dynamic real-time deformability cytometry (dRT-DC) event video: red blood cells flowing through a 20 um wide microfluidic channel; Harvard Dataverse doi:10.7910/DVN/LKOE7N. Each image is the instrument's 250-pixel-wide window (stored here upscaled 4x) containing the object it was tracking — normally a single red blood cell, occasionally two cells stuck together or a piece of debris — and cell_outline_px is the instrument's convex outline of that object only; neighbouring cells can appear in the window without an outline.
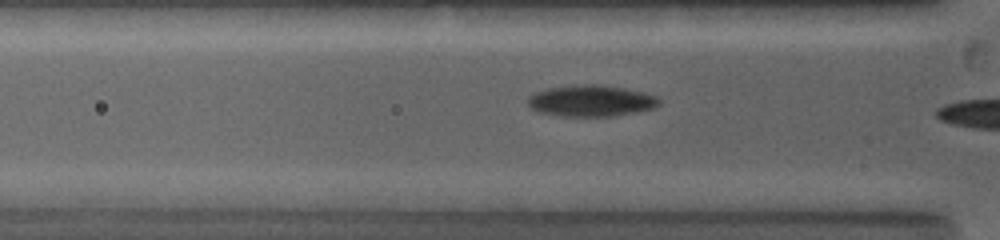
{"species": "common noctule bat (a hibernating species)", "species_latin": "Nyctalus noctula", "temperature_condition": "warm", "stored_images_in_passage": 34, "camera_frame_rate_fps": 5000, "um_per_image_px": 0.085, "animal": {"sex": "female", "body_mass_g": 19.0, "forearm_length_mm": 53.3}, "frame": {"image": 1, "passage_image": 6, "time_ms": 1.4, "image_size_px": [1000, 240], "cell_outline_px": [[660, 104], [656, 108], [616, 116], [560, 116], [536, 112], [528, 104], [528, 96], [536, 92], [548, 88], [572, 84], [596, 84], [624, 88], [644, 92], [656, 96], [660, 100]], "centroid_in_image_um": [50.24, 8.57], "position_along_channel_um": 75.6, "area_um2": 24.28}}
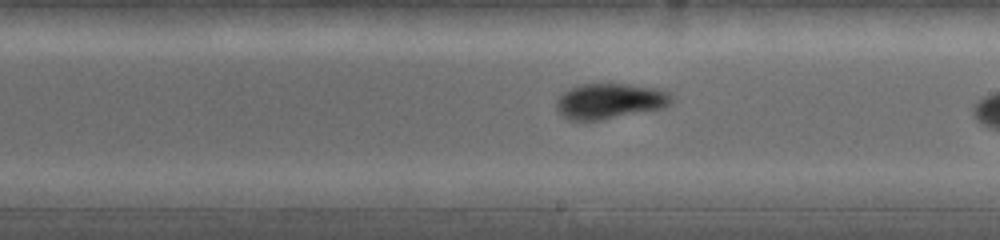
{"frame": {"image": 2, "passage_image": 20, "time_ms": 5.4, "image_size_px": [1000, 240], "cell_outline_px": [[672, 104], [664, 108], [600, 120], [568, 120], [556, 108], [556, 100], [564, 92], [580, 84], [628, 84], [656, 88], [668, 92], [672, 96]], "centroid_in_image_um": [51.86, 8.59], "position_along_channel_um": 237.1, "area_um2": 23.7}, "authors_computed_cell_mechanics": {"area_um2": 24.0448, "velocity_mm_per_s": 4.0403, "shape_relaxation_time_tau1_ms": 3.8347, "shape_relaxation_time_tau2_ms": 1.7505, "deformation_change_tau1": 0.105, "deformation_change_tau2": 0.0525}}